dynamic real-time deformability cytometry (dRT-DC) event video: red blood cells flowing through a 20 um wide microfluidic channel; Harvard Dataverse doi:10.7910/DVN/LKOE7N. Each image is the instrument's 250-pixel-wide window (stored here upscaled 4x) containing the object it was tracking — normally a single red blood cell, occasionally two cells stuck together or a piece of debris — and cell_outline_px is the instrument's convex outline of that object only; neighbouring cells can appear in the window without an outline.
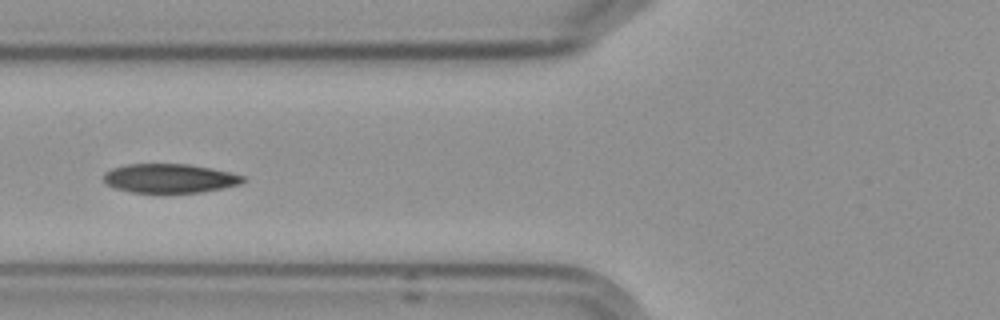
{"species": "Egyptian fruit bat (a non-hibernating species)", "species_latin": "Rousettus aegyptiacus", "temperature_condition": "cold", "stored_images_in_passage": 15, "camera_frame_rate_fps": 3000, "um_per_image_px": 0.085, "frame": {"image": 1, "passage_image": 5, "time_ms": 5.667, "image_size_px": [1000, 320], "cell_outline_px": [[248, 180], [240, 184], [200, 192], [132, 192], [112, 188], [104, 180], [104, 172], [112, 168], [128, 164], [188, 164], [212, 168], [232, 172], [248, 176]], "centroid_in_image_um": [14.47, 15.15], "position_along_channel_um": 111.3, "area_um2": 23.7}}
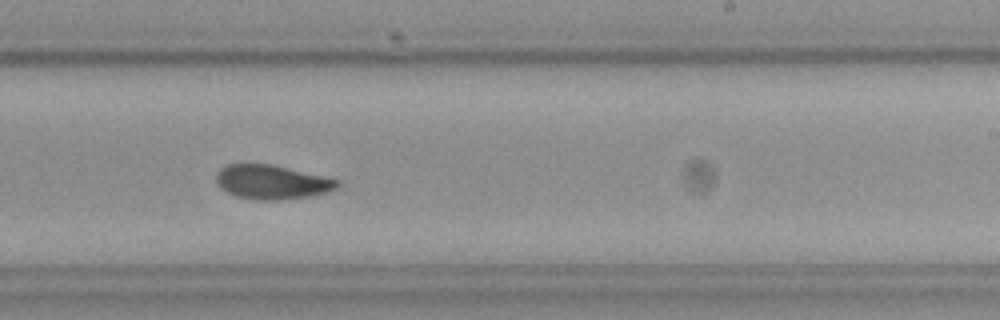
{"frame": {"image": 2, "passage_image": 9, "time_ms": 10.0, "image_size_px": [1000, 320], "cell_outline_px": [[340, 184], [336, 188], [328, 192], [312, 196], [284, 200], [256, 200], [236, 196], [220, 188], [216, 184], [216, 172], [220, 168], [228, 164], [272, 164], [340, 180]], "centroid_in_image_um": [23.1, 15.48], "position_along_channel_um": 265.9, "area_um2": 24.33}}
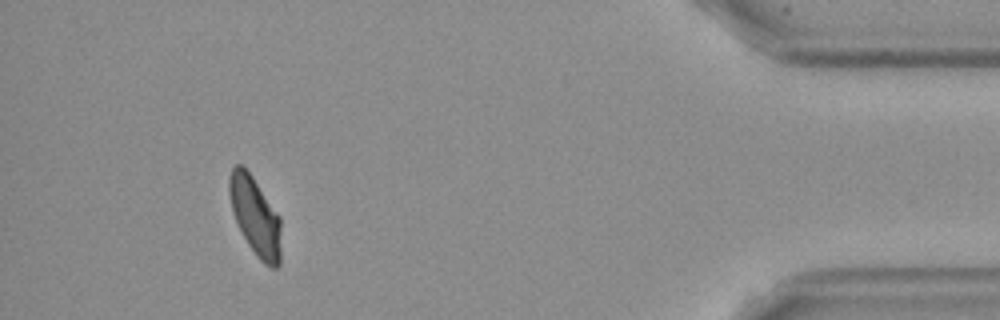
{"frame": {"image": 3, "passage_image": 13, "time_ms": 15.667, "image_size_px": [1000, 320], "cell_outline_px": [[280, 264], [276, 268], [272, 268], [264, 264], [256, 256], [248, 244], [232, 212], [228, 192], [228, 176], [232, 168], [236, 164], [240, 164], [252, 176], [280, 216]], "centroid_in_image_um": [21.68, 18.38], "position_along_channel_um": 413.5, "area_um2": 23.58}, "authors_computed_cell_mechanics": {"area_um2": 23.5824, "velocity_mm_per_s": 3.5636, "shape_relaxation_time_tau1_ms": 3.4429, "shape_relaxation_time_tau2_ms": 4.1677, "deformation_change_tau1": 0.1145, "deformation_change_tau2": 0.0495}}